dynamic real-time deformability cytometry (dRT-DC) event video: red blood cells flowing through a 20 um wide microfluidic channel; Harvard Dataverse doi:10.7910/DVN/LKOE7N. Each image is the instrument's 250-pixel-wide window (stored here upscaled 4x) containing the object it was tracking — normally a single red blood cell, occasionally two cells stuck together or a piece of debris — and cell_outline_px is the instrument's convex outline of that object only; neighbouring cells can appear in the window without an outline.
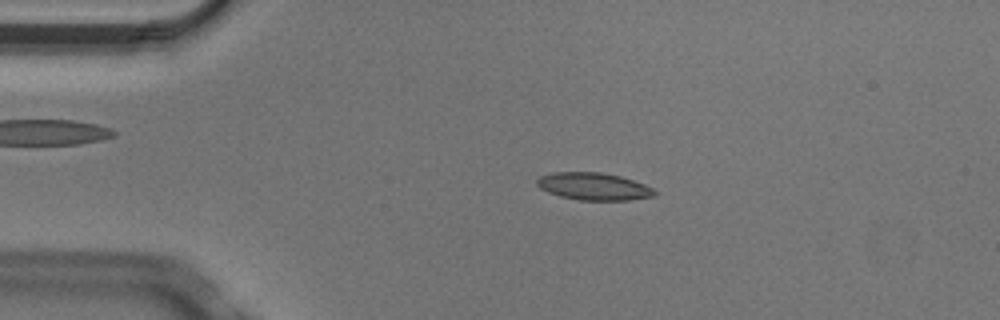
{"species": "Egyptian fruit bat (a non-hibernating species)", "species_latin": "Rousettus aegyptiacus", "temperature_condition": "cold", "stored_images_in_passage": 4, "camera_frame_rate_fps": 3000, "um_per_image_px": 0.085, "animal": {"sex": "male"}, "frame": {"image": 1, "passage_image": 3, "time_ms": 0.667, "image_size_px": [1000, 320], "cell_outline_px": [[660, 192], [656, 196], [628, 200], [580, 200], [560, 196], [548, 192], [540, 188], [536, 184], [536, 180], [540, 176], [552, 172], [600, 172], [620, 176], [644, 184]], "centroid_in_image_um": [50.48, 15.84], "position_along_channel_um": 34.5, "area_um2": 18.84}}